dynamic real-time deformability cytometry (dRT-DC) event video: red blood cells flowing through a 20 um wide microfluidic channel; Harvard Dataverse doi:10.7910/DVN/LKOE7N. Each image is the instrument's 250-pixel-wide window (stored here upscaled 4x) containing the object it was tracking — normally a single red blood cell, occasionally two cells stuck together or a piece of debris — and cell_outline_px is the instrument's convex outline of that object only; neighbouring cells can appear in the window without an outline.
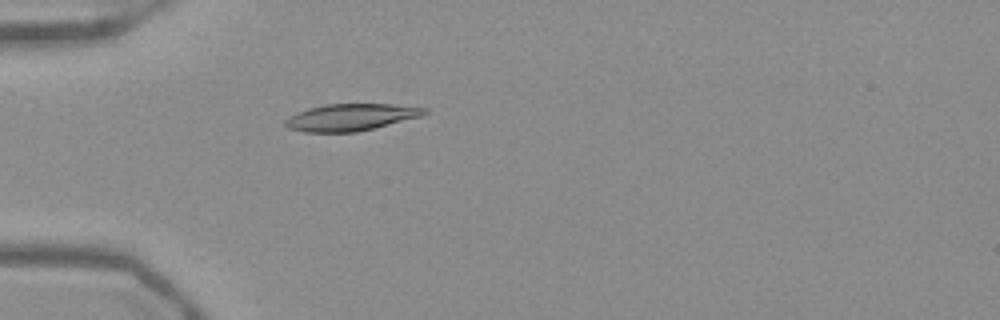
{"species": "Egyptian fruit bat (a non-hibernating species)", "species_latin": "Rousettus aegyptiacus", "temperature_condition": "warm", "stored_images_in_passage": 45, "camera_frame_rate_fps": 3000, "um_per_image_px": 0.085, "frame": {"image": 1, "passage_image": 9, "time_ms": 2.667, "image_size_px": [1000, 320], "cell_outline_px": [[428, 112], [424, 116], [356, 132], [304, 132], [288, 128], [284, 124], [284, 120], [288, 116], [296, 112], [308, 108], [328, 104], [392, 104], [428, 108]], "centroid_in_image_um": [29.82, 9.96], "position_along_channel_um": 55.2, "area_um2": 21.96}}
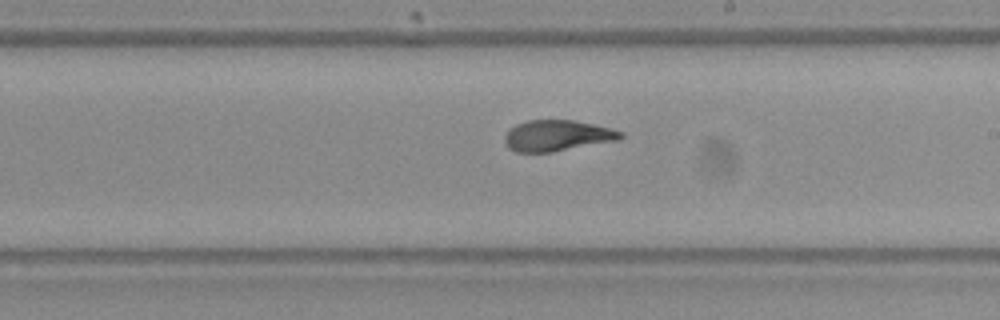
{"frame": {"image": 2, "passage_image": 24, "time_ms": 7.667, "image_size_px": [1000, 320], "cell_outline_px": [[624, 136], [620, 140], [552, 152], [516, 152], [508, 148], [504, 144], [504, 136], [516, 124], [528, 120], [572, 120], [592, 124], [624, 132]], "centroid_in_image_um": [47.36, 11.54], "position_along_channel_um": 241.6, "area_um2": 20.92}}
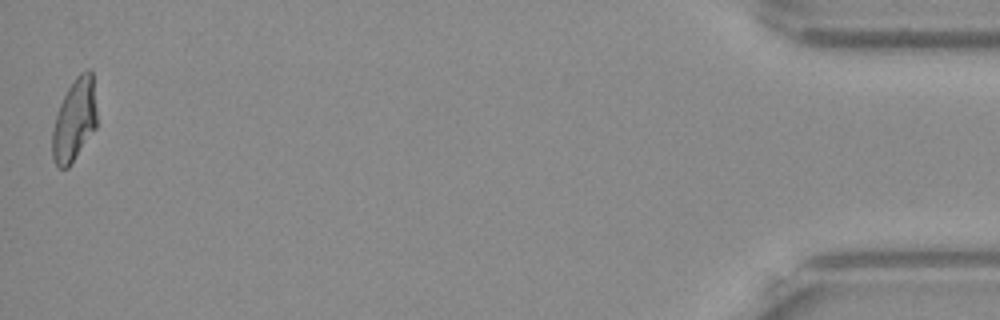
{"frame": {"image": 3, "passage_image": 45, "time_ms": 14.667, "image_size_px": [1000, 320], "cell_outline_px": [[96, 128], [68, 168], [60, 168], [56, 164], [52, 156], [52, 132], [56, 116], [60, 104], [68, 88], [76, 76], [80, 72], [88, 68], [92, 72], [96, 108]], "centroid_in_image_um": [6.33, 10.19], "position_along_channel_um": 428.9, "area_um2": 21.21}, "authors_computed_cell_mechanics": {"area_um2": 21.5594, "velocity_mm_per_s": 3.9178, "shape_relaxation_time_tau1_ms": 8.7997, "shape_relaxation_time_tau2_ms": 1.1596, "deformation_change_tau1": 0.2513, "deformation_change_tau2": 0.0554}}